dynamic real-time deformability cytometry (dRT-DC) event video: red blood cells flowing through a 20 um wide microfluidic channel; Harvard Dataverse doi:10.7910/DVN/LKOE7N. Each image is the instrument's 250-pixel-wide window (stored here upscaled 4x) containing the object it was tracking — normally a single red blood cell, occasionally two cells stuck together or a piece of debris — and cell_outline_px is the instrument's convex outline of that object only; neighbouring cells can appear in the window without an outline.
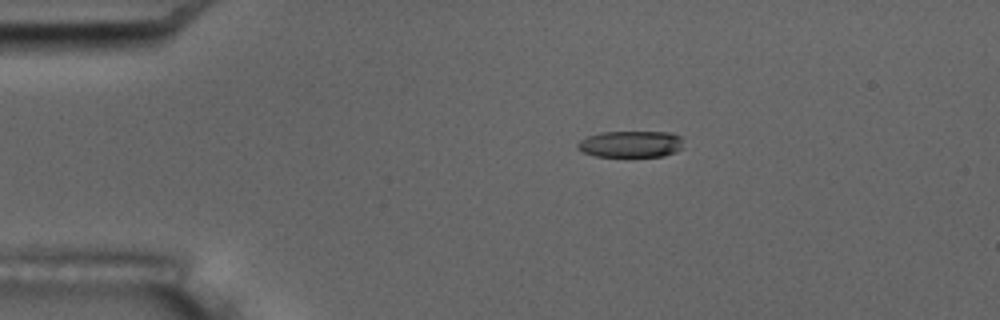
{"species": "common noctule bat (a hibernating species)", "species_latin": "Nyctalus noctula", "temperature_condition": "room temperature", "stored_images_in_passage": 5, "camera_frame_rate_fps": 3000, "um_per_image_px": 0.085, "animal": {"sex": "male", "body_mass_g": 17.5, "forearm_length_mm": 52.3}, "frame": {"image": 1, "passage_image": 3, "time_ms": 3.0, "image_size_px": [1000, 320], "cell_outline_px": [[684, 148], [676, 152], [664, 156], [596, 156], [584, 152], [576, 148], [576, 144], [580, 140], [588, 136], [600, 132], [672, 132], [684, 136]], "centroid_in_image_um": [53.7, 12.23], "position_along_channel_um": 31.3, "area_um2": 16.7}}